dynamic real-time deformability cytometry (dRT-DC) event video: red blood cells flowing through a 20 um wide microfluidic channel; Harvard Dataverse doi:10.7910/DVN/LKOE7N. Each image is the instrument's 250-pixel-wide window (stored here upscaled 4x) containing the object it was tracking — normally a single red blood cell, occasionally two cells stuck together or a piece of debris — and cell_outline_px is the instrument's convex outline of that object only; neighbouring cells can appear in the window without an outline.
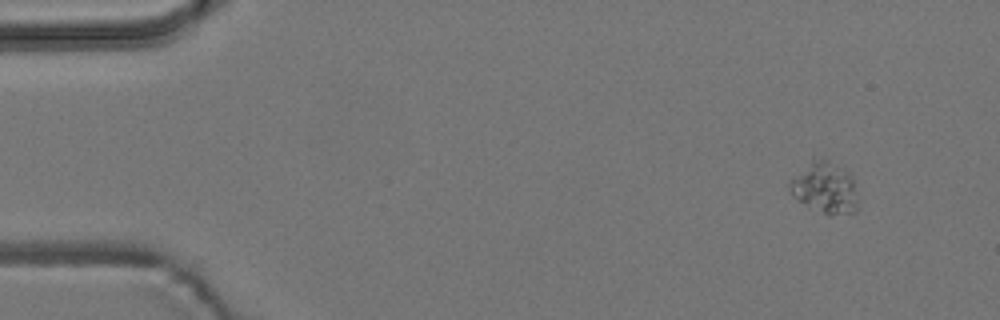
{"species": "common noctule bat (a hibernating species)", "species_latin": "Nyctalus noctula", "temperature_condition": "room temperature", "stored_images_in_passage": 5, "camera_frame_rate_fps": 3000, "um_per_image_px": 0.085, "animal": {"sex": "male", "body_mass_g": 19.2, "forearm_length_mm": 51.8}, "frame": {"image": 1, "passage_image": 5, "time_ms": 5.0, "image_size_px": [1000, 320], "cell_outline_px": [[860, 200], [856, 212], [828, 216], [808, 208], [796, 200], [792, 196], [788, 188], [788, 180], [812, 156], [820, 156], [828, 160], [848, 172], [852, 176]], "centroid_in_image_um": [70.08, 15.96], "position_along_channel_um": 14.9, "area_um2": 21.68}}